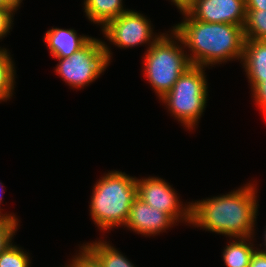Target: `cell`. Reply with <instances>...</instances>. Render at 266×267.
Instances as JSON below:
<instances>
[{"label": "cell", "mask_w": 266, "mask_h": 267, "mask_svg": "<svg viewBox=\"0 0 266 267\" xmlns=\"http://www.w3.org/2000/svg\"><path fill=\"white\" fill-rule=\"evenodd\" d=\"M254 185L248 183L226 195L193 201L190 225L230 239L254 237L259 205Z\"/></svg>", "instance_id": "obj_1"}, {"label": "cell", "mask_w": 266, "mask_h": 267, "mask_svg": "<svg viewBox=\"0 0 266 267\" xmlns=\"http://www.w3.org/2000/svg\"><path fill=\"white\" fill-rule=\"evenodd\" d=\"M182 22L173 26L185 48L192 52L188 59L193 66L208 67L243 58L244 29L228 23H207L192 19L181 7Z\"/></svg>", "instance_id": "obj_2"}, {"label": "cell", "mask_w": 266, "mask_h": 267, "mask_svg": "<svg viewBox=\"0 0 266 267\" xmlns=\"http://www.w3.org/2000/svg\"><path fill=\"white\" fill-rule=\"evenodd\" d=\"M90 200L91 219L99 230L124 226L137 197L136 177L121 171H110L100 177Z\"/></svg>", "instance_id": "obj_3"}, {"label": "cell", "mask_w": 266, "mask_h": 267, "mask_svg": "<svg viewBox=\"0 0 266 267\" xmlns=\"http://www.w3.org/2000/svg\"><path fill=\"white\" fill-rule=\"evenodd\" d=\"M170 31L171 34L162 33L146 50L143 60V74L159 99L168 93L178 77L192 66L187 52L183 50L185 47L181 38L173 29Z\"/></svg>", "instance_id": "obj_4"}, {"label": "cell", "mask_w": 266, "mask_h": 267, "mask_svg": "<svg viewBox=\"0 0 266 267\" xmlns=\"http://www.w3.org/2000/svg\"><path fill=\"white\" fill-rule=\"evenodd\" d=\"M205 67L191 66L173 85L172 89L161 99L185 128H195L203 114L208 97Z\"/></svg>", "instance_id": "obj_5"}, {"label": "cell", "mask_w": 266, "mask_h": 267, "mask_svg": "<svg viewBox=\"0 0 266 267\" xmlns=\"http://www.w3.org/2000/svg\"><path fill=\"white\" fill-rule=\"evenodd\" d=\"M106 42L92 38L70 57L58 59L56 73L72 88H83L100 77L111 61Z\"/></svg>", "instance_id": "obj_6"}, {"label": "cell", "mask_w": 266, "mask_h": 267, "mask_svg": "<svg viewBox=\"0 0 266 267\" xmlns=\"http://www.w3.org/2000/svg\"><path fill=\"white\" fill-rule=\"evenodd\" d=\"M150 23L151 21L143 14L130 9L110 20L102 28V33L111 44L123 49L144 43H148L149 48L162 35H155Z\"/></svg>", "instance_id": "obj_7"}, {"label": "cell", "mask_w": 266, "mask_h": 267, "mask_svg": "<svg viewBox=\"0 0 266 267\" xmlns=\"http://www.w3.org/2000/svg\"><path fill=\"white\" fill-rule=\"evenodd\" d=\"M142 179V180H141ZM136 178L137 196L151 207L167 213L176 223L177 221L191 222V202L187 205L178 200L175 189L162 178ZM184 206V207H183Z\"/></svg>", "instance_id": "obj_8"}, {"label": "cell", "mask_w": 266, "mask_h": 267, "mask_svg": "<svg viewBox=\"0 0 266 267\" xmlns=\"http://www.w3.org/2000/svg\"><path fill=\"white\" fill-rule=\"evenodd\" d=\"M181 8L192 18L207 23L245 25L246 0H187Z\"/></svg>", "instance_id": "obj_9"}, {"label": "cell", "mask_w": 266, "mask_h": 267, "mask_svg": "<svg viewBox=\"0 0 266 267\" xmlns=\"http://www.w3.org/2000/svg\"><path fill=\"white\" fill-rule=\"evenodd\" d=\"M174 223L176 224L167 213L149 206L137 196L130 208L124 228L127 227L136 234L151 236L166 232Z\"/></svg>", "instance_id": "obj_10"}, {"label": "cell", "mask_w": 266, "mask_h": 267, "mask_svg": "<svg viewBox=\"0 0 266 267\" xmlns=\"http://www.w3.org/2000/svg\"><path fill=\"white\" fill-rule=\"evenodd\" d=\"M92 37L79 36L74 29H49L44 36V42L54 58L70 57L84 47Z\"/></svg>", "instance_id": "obj_11"}, {"label": "cell", "mask_w": 266, "mask_h": 267, "mask_svg": "<svg viewBox=\"0 0 266 267\" xmlns=\"http://www.w3.org/2000/svg\"><path fill=\"white\" fill-rule=\"evenodd\" d=\"M244 66L251 89L266 80V41L245 40L243 58Z\"/></svg>", "instance_id": "obj_12"}, {"label": "cell", "mask_w": 266, "mask_h": 267, "mask_svg": "<svg viewBox=\"0 0 266 267\" xmlns=\"http://www.w3.org/2000/svg\"><path fill=\"white\" fill-rule=\"evenodd\" d=\"M123 0H84V12L89 21L103 28L110 20L117 18L128 9Z\"/></svg>", "instance_id": "obj_13"}, {"label": "cell", "mask_w": 266, "mask_h": 267, "mask_svg": "<svg viewBox=\"0 0 266 267\" xmlns=\"http://www.w3.org/2000/svg\"><path fill=\"white\" fill-rule=\"evenodd\" d=\"M252 239L253 237L230 240L222 252L226 267H249L251 256L256 249L250 242Z\"/></svg>", "instance_id": "obj_14"}, {"label": "cell", "mask_w": 266, "mask_h": 267, "mask_svg": "<svg viewBox=\"0 0 266 267\" xmlns=\"http://www.w3.org/2000/svg\"><path fill=\"white\" fill-rule=\"evenodd\" d=\"M85 245L100 259L104 267H135L126 256L107 241L95 240Z\"/></svg>", "instance_id": "obj_15"}, {"label": "cell", "mask_w": 266, "mask_h": 267, "mask_svg": "<svg viewBox=\"0 0 266 267\" xmlns=\"http://www.w3.org/2000/svg\"><path fill=\"white\" fill-rule=\"evenodd\" d=\"M15 66L10 53L0 47V102L7 101L13 95L15 85Z\"/></svg>", "instance_id": "obj_16"}, {"label": "cell", "mask_w": 266, "mask_h": 267, "mask_svg": "<svg viewBox=\"0 0 266 267\" xmlns=\"http://www.w3.org/2000/svg\"><path fill=\"white\" fill-rule=\"evenodd\" d=\"M245 40L266 41V9H246Z\"/></svg>", "instance_id": "obj_17"}, {"label": "cell", "mask_w": 266, "mask_h": 267, "mask_svg": "<svg viewBox=\"0 0 266 267\" xmlns=\"http://www.w3.org/2000/svg\"><path fill=\"white\" fill-rule=\"evenodd\" d=\"M28 254L12 242L0 253V267H30Z\"/></svg>", "instance_id": "obj_18"}, {"label": "cell", "mask_w": 266, "mask_h": 267, "mask_svg": "<svg viewBox=\"0 0 266 267\" xmlns=\"http://www.w3.org/2000/svg\"><path fill=\"white\" fill-rule=\"evenodd\" d=\"M18 219L12 214H0V253L12 243L18 227Z\"/></svg>", "instance_id": "obj_19"}, {"label": "cell", "mask_w": 266, "mask_h": 267, "mask_svg": "<svg viewBox=\"0 0 266 267\" xmlns=\"http://www.w3.org/2000/svg\"><path fill=\"white\" fill-rule=\"evenodd\" d=\"M72 259L74 267H104L100 259L84 244Z\"/></svg>", "instance_id": "obj_20"}, {"label": "cell", "mask_w": 266, "mask_h": 267, "mask_svg": "<svg viewBox=\"0 0 266 267\" xmlns=\"http://www.w3.org/2000/svg\"><path fill=\"white\" fill-rule=\"evenodd\" d=\"M14 12L16 13V10L13 8H0V39L10 33Z\"/></svg>", "instance_id": "obj_21"}, {"label": "cell", "mask_w": 266, "mask_h": 267, "mask_svg": "<svg viewBox=\"0 0 266 267\" xmlns=\"http://www.w3.org/2000/svg\"><path fill=\"white\" fill-rule=\"evenodd\" d=\"M251 91L253 93L252 97L259 108L266 105V80L258 83Z\"/></svg>", "instance_id": "obj_22"}, {"label": "cell", "mask_w": 266, "mask_h": 267, "mask_svg": "<svg viewBox=\"0 0 266 267\" xmlns=\"http://www.w3.org/2000/svg\"><path fill=\"white\" fill-rule=\"evenodd\" d=\"M259 249V250H258ZM249 267H266V249L256 248L253 252Z\"/></svg>", "instance_id": "obj_23"}, {"label": "cell", "mask_w": 266, "mask_h": 267, "mask_svg": "<svg viewBox=\"0 0 266 267\" xmlns=\"http://www.w3.org/2000/svg\"><path fill=\"white\" fill-rule=\"evenodd\" d=\"M246 9H266V0H246Z\"/></svg>", "instance_id": "obj_24"}, {"label": "cell", "mask_w": 266, "mask_h": 267, "mask_svg": "<svg viewBox=\"0 0 266 267\" xmlns=\"http://www.w3.org/2000/svg\"><path fill=\"white\" fill-rule=\"evenodd\" d=\"M13 9L16 11L18 10V7H20V4L23 0H5Z\"/></svg>", "instance_id": "obj_25"}, {"label": "cell", "mask_w": 266, "mask_h": 267, "mask_svg": "<svg viewBox=\"0 0 266 267\" xmlns=\"http://www.w3.org/2000/svg\"><path fill=\"white\" fill-rule=\"evenodd\" d=\"M186 1L187 0H171L177 8L181 7Z\"/></svg>", "instance_id": "obj_26"}, {"label": "cell", "mask_w": 266, "mask_h": 267, "mask_svg": "<svg viewBox=\"0 0 266 267\" xmlns=\"http://www.w3.org/2000/svg\"><path fill=\"white\" fill-rule=\"evenodd\" d=\"M0 8H12L5 0H0Z\"/></svg>", "instance_id": "obj_27"}, {"label": "cell", "mask_w": 266, "mask_h": 267, "mask_svg": "<svg viewBox=\"0 0 266 267\" xmlns=\"http://www.w3.org/2000/svg\"><path fill=\"white\" fill-rule=\"evenodd\" d=\"M0 186H2V187H1V191H0V204H1V201H2V199H3V198H2L3 195H1V193H3V192H2V191H3V185H2V182H0ZM0 207H1V206H0ZM1 210H2V209L0 208V214H2Z\"/></svg>", "instance_id": "obj_28"}, {"label": "cell", "mask_w": 266, "mask_h": 267, "mask_svg": "<svg viewBox=\"0 0 266 267\" xmlns=\"http://www.w3.org/2000/svg\"><path fill=\"white\" fill-rule=\"evenodd\" d=\"M264 242L262 243L265 247V249H266V230L264 231Z\"/></svg>", "instance_id": "obj_29"}, {"label": "cell", "mask_w": 266, "mask_h": 267, "mask_svg": "<svg viewBox=\"0 0 266 267\" xmlns=\"http://www.w3.org/2000/svg\"><path fill=\"white\" fill-rule=\"evenodd\" d=\"M260 110H262V111L265 113V115H266V105H263V106L260 108Z\"/></svg>", "instance_id": "obj_30"}, {"label": "cell", "mask_w": 266, "mask_h": 267, "mask_svg": "<svg viewBox=\"0 0 266 267\" xmlns=\"http://www.w3.org/2000/svg\"><path fill=\"white\" fill-rule=\"evenodd\" d=\"M66 267H74L73 265H72V263H71V261H70V263L68 264V265H65ZM64 266V267H65Z\"/></svg>", "instance_id": "obj_31"}]
</instances>
